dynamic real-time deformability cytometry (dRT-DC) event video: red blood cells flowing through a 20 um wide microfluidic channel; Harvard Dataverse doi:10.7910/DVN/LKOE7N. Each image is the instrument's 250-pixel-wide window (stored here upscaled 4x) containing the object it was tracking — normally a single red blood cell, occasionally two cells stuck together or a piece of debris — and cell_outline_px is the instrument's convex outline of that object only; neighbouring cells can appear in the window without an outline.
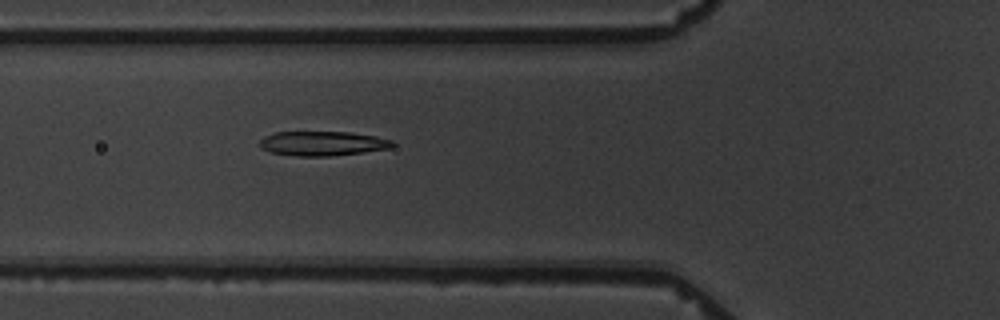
{"species": "common noctule bat (a hibernating species)", "species_latin": "Nyctalus noctula", "temperature_condition": "warm", "stored_images_in_passage": 2, "camera_frame_rate_fps": 3000, "um_per_image_px": 0.085, "animal": {"sex": "male", "body_mass_g": 19.5, "forearm_length_mm": 54.6}, "frame": {"image": 1, "passage_image": 2, "time_ms": 1.0, "image_size_px": [1000, 320], "cell_outline_px": [[396, 144], [392, 148], [328, 156], [300, 156], [272, 152], [260, 148], [260, 140], [264, 136], [276, 132], [348, 132], [376, 136], [392, 140]], "centroid_in_image_um": [27.43, 12.18], "position_along_channel_um": 98.4, "area_um2": 18.79}}